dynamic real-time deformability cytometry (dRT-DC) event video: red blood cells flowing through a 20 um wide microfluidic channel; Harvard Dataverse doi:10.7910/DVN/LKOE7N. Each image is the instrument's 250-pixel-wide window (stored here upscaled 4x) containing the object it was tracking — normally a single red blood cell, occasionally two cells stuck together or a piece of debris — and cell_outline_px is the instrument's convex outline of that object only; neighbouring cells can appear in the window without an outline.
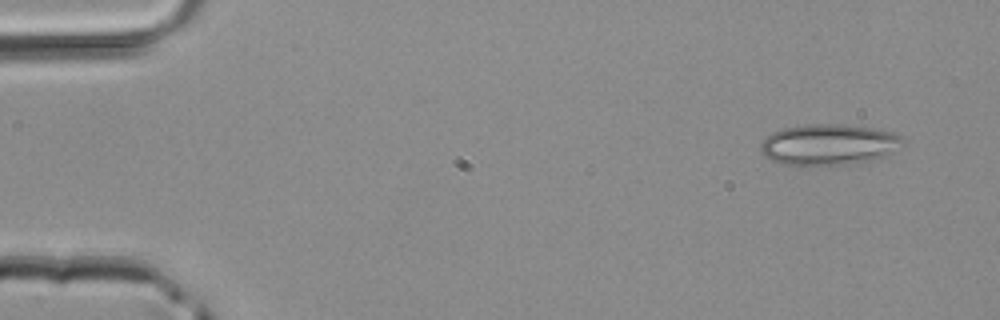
{"species": "common noctule bat (a hibernating species)", "species_latin": "Nyctalus noctula", "temperature_condition": "room temperature", "stored_images_in_passage": 3, "camera_frame_rate_fps": 3000, "um_per_image_px": 0.085, "animal": {"sex": "male", "body_mass_g": 20.4}, "frame": {"image": 1, "passage_image": 1, "time_ms": 0.0, "image_size_px": [1000, 320], "cell_outline_px": [[904, 144], [884, 156], [872, 160], [848, 164], [800, 168], [792, 168], [780, 164], [764, 156], [760, 148], [760, 144], [772, 132], [784, 128], [804, 124], [840, 124], [872, 128], [892, 132], [904, 136]], "centroid_in_image_um": [70.4, 12.33], "position_along_channel_um": 14.6, "area_um2": 34.8}}